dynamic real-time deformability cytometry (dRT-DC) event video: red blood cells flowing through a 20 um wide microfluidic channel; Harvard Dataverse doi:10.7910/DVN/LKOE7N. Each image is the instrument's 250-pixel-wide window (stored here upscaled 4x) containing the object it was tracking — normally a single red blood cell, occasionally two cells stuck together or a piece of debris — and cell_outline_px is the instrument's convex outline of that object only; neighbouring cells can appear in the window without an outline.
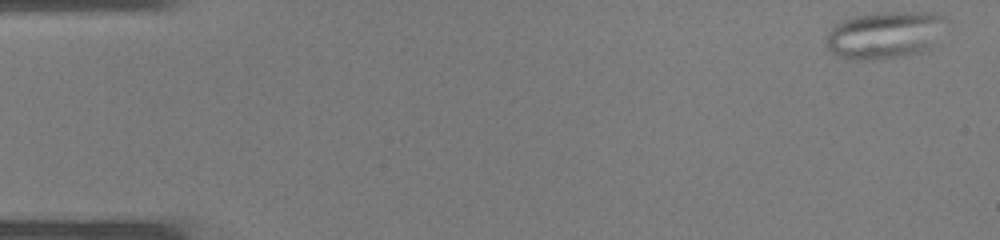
{"species": "common noctule bat (a hibernating species)", "species_latin": "Nyctalus noctula", "temperature_condition": "warm", "stored_images_in_passage": 37, "camera_frame_rate_fps": 3000, "um_per_image_px": 0.085, "animal": {"sex": "male", "body_mass_g": 19.0, "forearm_length_mm": 50.8}, "frame": {"image": 1, "passage_image": 1, "time_ms": 0.0, "image_size_px": [1000, 240], "cell_outline_px": [[948, 16], [928, 48], [920, 52], [900, 56], [872, 60], [856, 60], [836, 56], [828, 48], [824, 40], [824, 36], [836, 24], [844, 20], [856, 16], [880, 12], [932, 12]], "centroid_in_image_um": [75.13, 2.96], "position_along_channel_um": 9.9, "area_um2": 32.66}}
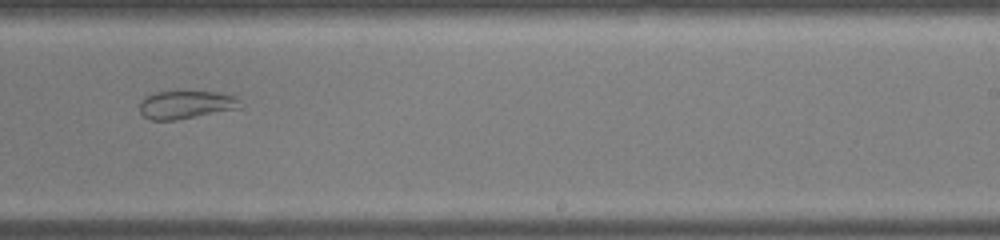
{"frame": {"image": 2, "passage_image": 23, "time_ms": 7.333, "image_size_px": [1000, 240], "cell_outline_px": [[240, 108], [176, 120], [148, 120], [140, 112], [140, 100], [144, 96], [156, 92], [176, 88], [184, 88], [216, 92], [236, 96]], "centroid_in_image_um": [15.73, 8.84], "position_along_channel_um": 273.3, "area_um2": 17.28}}
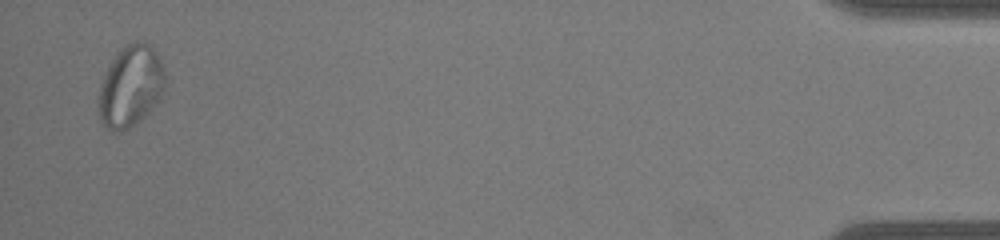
{"frame": {"image": 3, "passage_image": 36, "time_ms": 11.667, "image_size_px": [1000, 240], "cell_outline_px": [[164, 88], [160, 96], [148, 112], [140, 120], [128, 128], [120, 132], [112, 132], [100, 120], [96, 104], [96, 100], [100, 84], [104, 72], [120, 48], [136, 40], [144, 40], [156, 52], [160, 60], [164, 72]], "centroid_in_image_um": [11.04, 7.32], "position_along_channel_um": 424.2, "area_um2": 31.67}}